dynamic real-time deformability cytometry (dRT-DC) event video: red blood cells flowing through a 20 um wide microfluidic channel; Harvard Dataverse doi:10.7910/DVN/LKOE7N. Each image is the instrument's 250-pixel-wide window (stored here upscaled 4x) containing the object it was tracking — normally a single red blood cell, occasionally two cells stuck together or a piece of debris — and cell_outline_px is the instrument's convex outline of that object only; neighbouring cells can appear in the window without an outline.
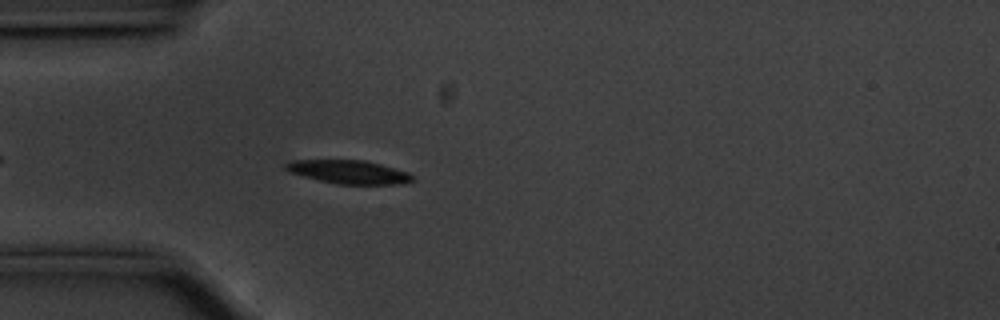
{"species": "common noctule bat (a hibernating species)", "species_latin": "Nyctalus noctula", "temperature_condition": "cold", "stored_images_in_passage": 41, "camera_frame_rate_fps": 3000, "um_per_image_px": 0.085, "animal": {"sex": "male", "body_mass_g": 20.1, "forearm_length_mm": 53.5}, "frame": {"image": 1, "passage_image": 6, "time_ms": 1.667, "image_size_px": [1000, 320], "cell_outline_px": [[416, 180], [400, 184], [336, 184], [304, 176], [292, 172], [284, 168], [284, 164], [292, 160], [364, 160], [380, 164], [408, 172]], "centroid_in_image_um": [29.67, 14.61], "position_along_channel_um": 55.3, "area_um2": 17.17}}
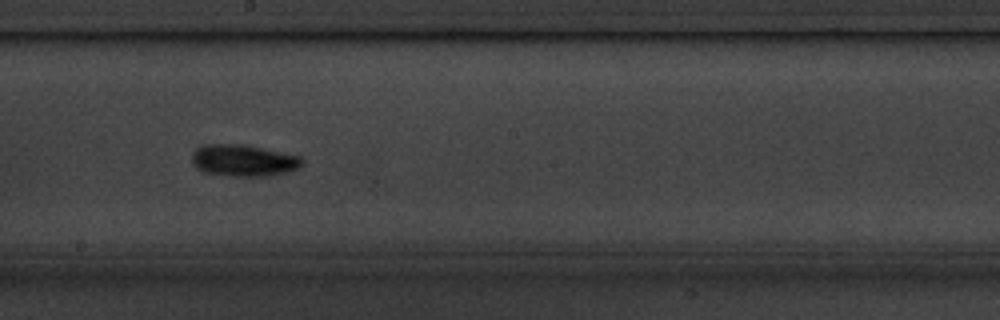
{"frame": {"image": 2, "passage_image": 21, "time_ms": 6.667, "image_size_px": [1000, 320], "cell_outline_px": [[304, 164], [300, 168], [288, 172], [272, 176], [232, 176], [208, 172], [200, 168], [192, 160], [192, 156], [200, 148], [212, 144], [244, 144], [300, 156], [304, 160]], "centroid_in_image_um": [20.84, 13.65], "position_along_channel_um": 227.4, "area_um2": 20.0}}
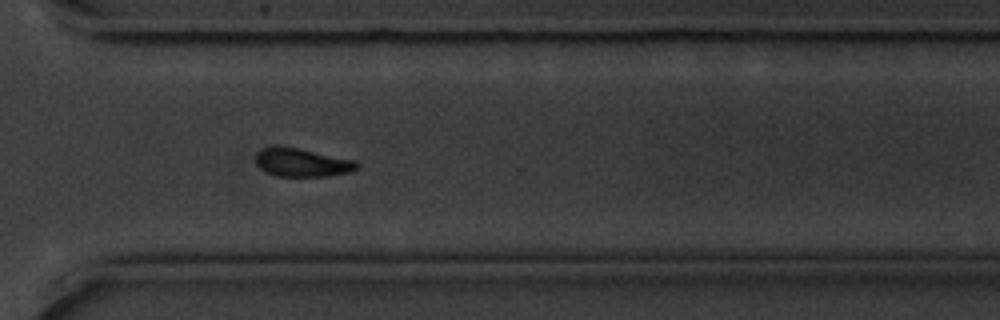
{"frame": {"image": 3, "passage_image": 31, "time_ms": 10.0, "image_size_px": [1000, 320], "cell_outline_px": [[360, 164], [352, 172], [328, 176], [276, 176], [260, 168], [256, 164], [256, 152], [264, 148], [300, 148], [356, 160]], "centroid_in_image_um": [25.73, 13.83], "position_along_channel_um": 344.9, "area_um2": 16.53}, "authors_computed_cell_mechanics": {"area_um2": 17.1666, "velocity_mm_per_s": 3.5348, "shape_relaxation_time_tau1_ms": 2.0922, "shape_relaxation_time_tau2_ms": null, "deformation_change_tau1": 0.1112, "deformation_change_tau2": null}}